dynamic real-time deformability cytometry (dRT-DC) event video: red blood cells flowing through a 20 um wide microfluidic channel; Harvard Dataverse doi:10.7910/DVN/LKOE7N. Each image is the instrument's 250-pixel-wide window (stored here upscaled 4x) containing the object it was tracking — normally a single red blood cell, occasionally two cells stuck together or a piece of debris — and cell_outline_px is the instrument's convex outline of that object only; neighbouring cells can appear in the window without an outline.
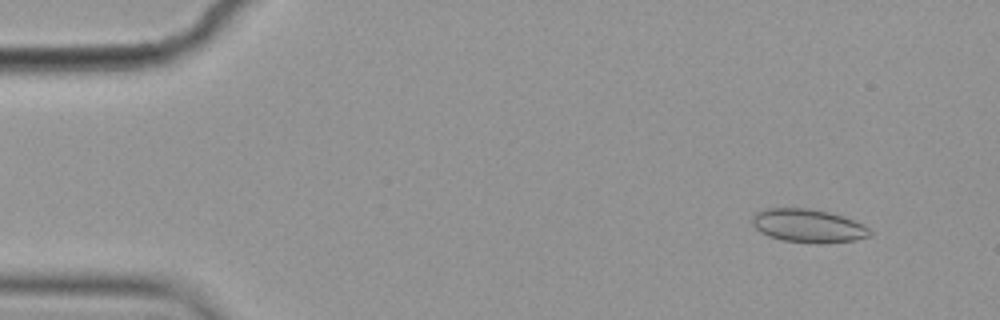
{"species": "common noctule bat (a hibernating species)", "species_latin": "Nyctalus noctula", "temperature_condition": "cold", "stored_images_in_passage": 52, "camera_frame_rate_fps": 3000, "um_per_image_px": 0.085, "animal": {"sex": "female", "body_mass_g": 19.9}, "frame": {"image": 1, "passage_image": 1, "time_ms": 0.0, "image_size_px": [1000, 320], "cell_outline_px": [[872, 236], [852, 240], [784, 240], [768, 236], [760, 232], [752, 224], [752, 216], [756, 212], [764, 208], [808, 208], [828, 212], [844, 216], [864, 224], [872, 232]], "centroid_in_image_um": [68.66, 19.12], "position_along_channel_um": 16.3, "area_um2": 22.02}}
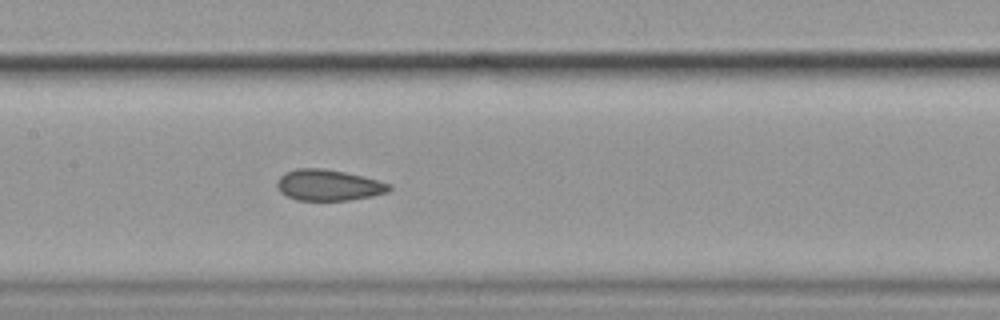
{"frame": {"image": 2, "passage_image": 23, "time_ms": 7.333, "image_size_px": [1000, 320], "cell_outline_px": [[392, 188], [388, 192], [372, 196], [348, 200], [296, 200], [280, 192], [276, 184], [276, 180], [284, 172], [296, 168], [324, 168], [344, 172], [392, 184]], "centroid_in_image_um": [27.89, 15.73], "position_along_channel_um": 179.5, "area_um2": 20.29}}
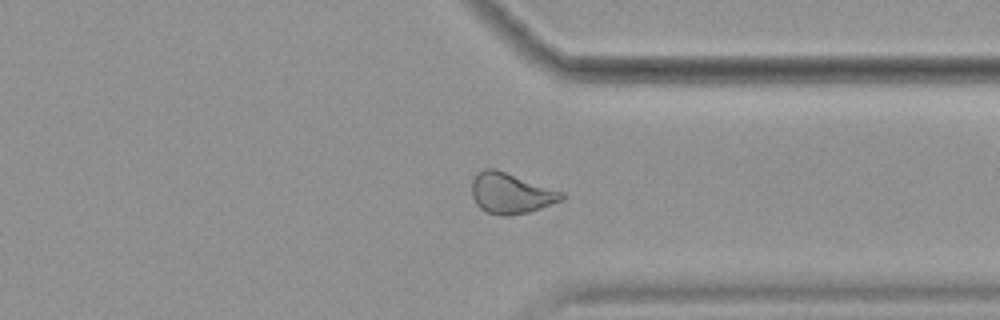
{"frame": {"image": 3, "passage_image": 39, "time_ms": 12.667, "image_size_px": [1000, 320], "cell_outline_px": [[564, 200], [528, 212], [508, 216], [504, 216], [488, 212], [480, 208], [476, 204], [472, 196], [472, 180], [484, 168], [496, 168], [564, 192]], "centroid_in_image_um": [43.43, 16.42], "position_along_channel_um": 368.0, "area_um2": 21.27}, "authors_computed_cell_mechanics": {"area_um2": 21.6461, "velocity_mm_per_s": 3.5479, "shape_relaxation_time_tau1_ms": null, "shape_relaxation_time_tau2_ms": 1.7968, "deformation_change_tau1": null, "deformation_change_tau2": 0.0726}}